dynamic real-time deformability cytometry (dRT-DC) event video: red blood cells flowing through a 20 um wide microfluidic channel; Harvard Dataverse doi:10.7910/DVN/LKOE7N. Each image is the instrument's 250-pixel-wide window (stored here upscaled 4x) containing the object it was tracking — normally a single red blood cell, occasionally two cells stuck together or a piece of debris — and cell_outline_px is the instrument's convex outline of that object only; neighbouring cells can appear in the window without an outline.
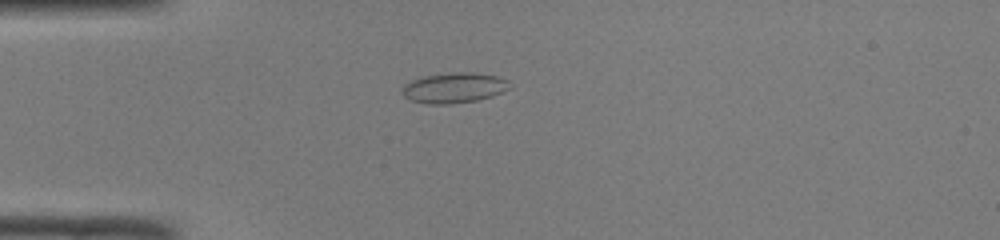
{"species": "common noctule bat (a hibernating species)", "species_latin": "Nyctalus noctula", "temperature_condition": "room temperature", "stored_images_in_passage": 42, "camera_frame_rate_fps": 3000, "um_per_image_px": 0.085, "animal": {"sex": "male", "body_mass_g": 19.0, "forearm_length_mm": 50.8}, "frame": {"image": 1, "passage_image": 6, "time_ms": 1.667, "image_size_px": [1000, 240], "cell_outline_px": [[512, 88], [492, 96], [476, 100], [448, 104], [428, 104], [412, 100], [404, 96], [400, 92], [400, 88], [404, 84], [412, 80], [424, 76], [452, 72], [472, 72], [496, 76], [508, 80]], "centroid_in_image_um": [38.58, 7.46], "position_along_channel_um": 46.4, "area_um2": 19.07}}
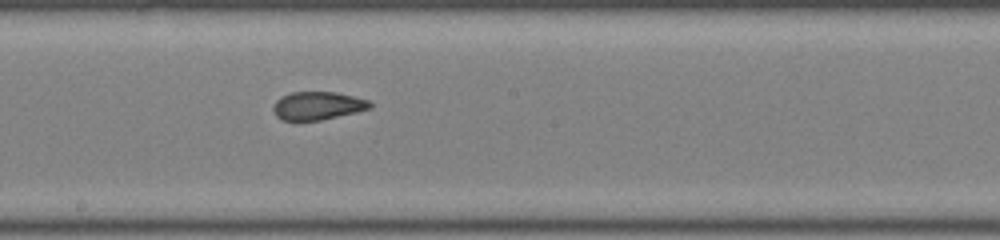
{"frame": {"image": 2, "passage_image": 20, "time_ms": 6.333, "image_size_px": [1000, 240], "cell_outline_px": [[372, 108], [356, 112], [320, 120], [296, 124], [280, 120], [276, 116], [272, 108], [276, 100], [280, 96], [292, 92], [336, 92], [368, 100], [372, 104]], "centroid_in_image_um": [26.92, 9.03], "position_along_channel_um": 221.3, "area_um2": 16.42}}
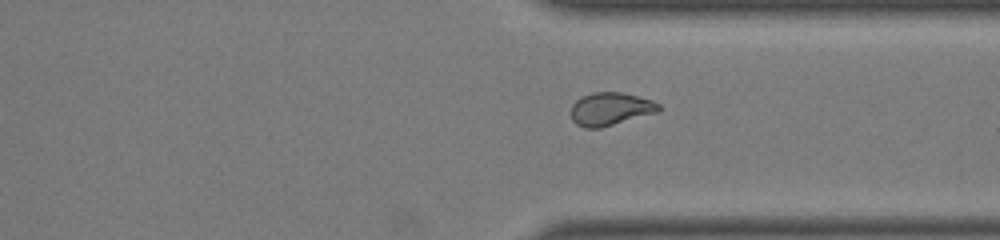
{"frame": {"image": 3, "passage_image": 30, "time_ms": 9.667, "image_size_px": [1000, 240], "cell_outline_px": [[660, 108], [656, 112], [600, 128], [584, 128], [576, 124], [572, 120], [572, 104], [580, 96], [592, 92], [620, 92], [652, 100], [660, 104]], "centroid_in_image_um": [51.84, 9.25], "position_along_channel_um": 359.6, "area_um2": 16.7}, "authors_computed_cell_mechanics": {"area_um2": 16.8487, "velocity_mm_per_s": 4.125, "shape_relaxation_time_tau1_ms": 10.2906, "shape_relaxation_time_tau2_ms": 0.7771, "deformation_change_tau1": 0.2524, "deformation_change_tau2": 0.066}}